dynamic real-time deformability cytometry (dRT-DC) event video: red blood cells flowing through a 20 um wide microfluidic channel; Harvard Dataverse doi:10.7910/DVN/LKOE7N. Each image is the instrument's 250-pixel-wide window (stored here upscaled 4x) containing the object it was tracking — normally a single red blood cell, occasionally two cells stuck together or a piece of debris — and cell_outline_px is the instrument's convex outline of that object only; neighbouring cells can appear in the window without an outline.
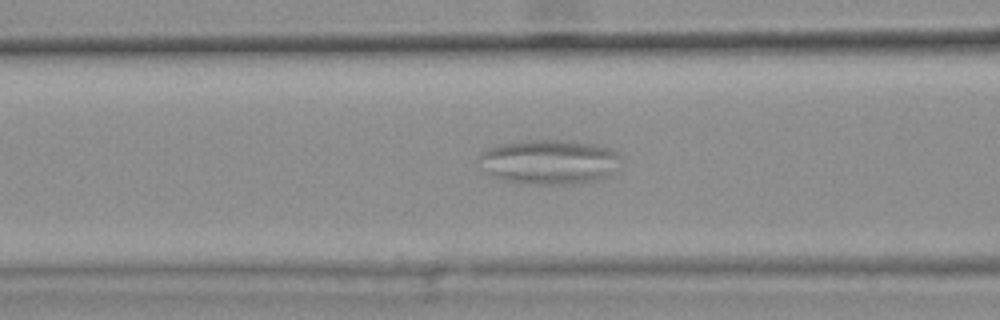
{"species": "common noctule bat (a hibernating species)", "species_latin": "Nyctalus noctula", "temperature_condition": "warm", "stored_images_in_passage": 56, "camera_frame_rate_fps": 3000, "um_per_image_px": 0.085, "animal": {"sex": "female", "body_mass_g": 25.1}, "frame": {"image": 1, "passage_image": 25, "time_ms": 8.0, "image_size_px": [1000, 320], "cell_outline_px": [[620, 156], [608, 176], [596, 180], [580, 184], [536, 184], [504, 180], [492, 176], [480, 168], [476, 160], [480, 152], [488, 148], [500, 144], [532, 140], [568, 140], [596, 144], [612, 148]], "centroid_in_image_um": [46.62, 13.75], "position_along_channel_um": 120.0, "area_um2": 37.05}}
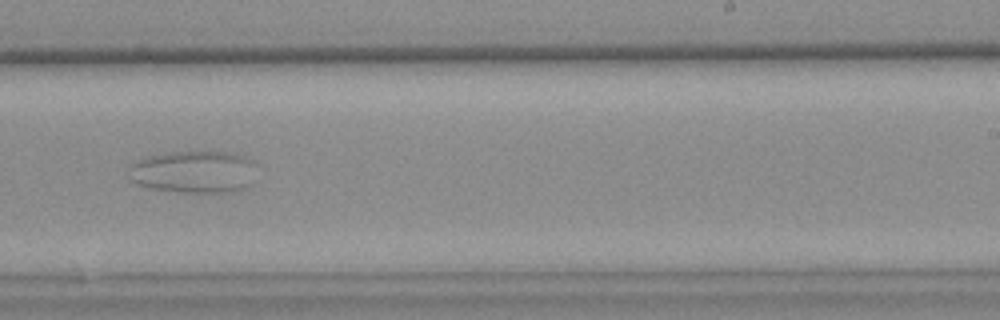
{"frame": {"image": 2, "passage_image": 39, "time_ms": 12.667, "image_size_px": [1000, 320], "cell_outline_px": [[256, 164], [252, 184], [244, 188], [228, 192], [180, 192], [152, 188], [136, 184], [128, 180], [128, 164], [132, 160], [144, 156], [164, 152], [228, 152], [244, 156], [252, 160]], "centroid_in_image_um": [16.39, 14.59], "position_along_channel_um": 272.6, "area_um2": 32.25}}